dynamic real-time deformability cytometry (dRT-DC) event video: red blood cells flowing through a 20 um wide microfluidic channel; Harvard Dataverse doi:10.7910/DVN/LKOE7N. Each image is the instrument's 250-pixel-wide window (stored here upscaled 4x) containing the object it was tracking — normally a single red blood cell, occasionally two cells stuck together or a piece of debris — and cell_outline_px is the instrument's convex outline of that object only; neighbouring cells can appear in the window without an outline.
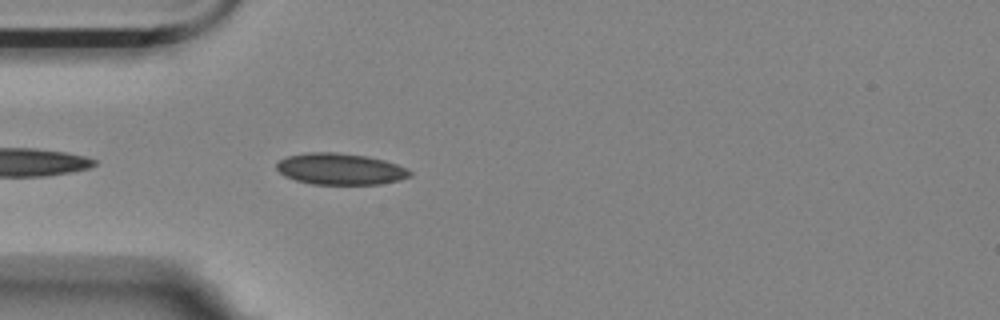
{"species": "Egyptian fruit bat (a non-hibernating species)", "species_latin": "Rousettus aegyptiacus", "temperature_condition": "room temperature", "stored_images_in_passage": 13, "camera_frame_rate_fps": 3000, "um_per_image_px": 0.085, "animal": {"sex": "female"}, "frame": {"image": 1, "passage_image": 3, "time_ms": 0.667, "image_size_px": [1000, 320], "cell_outline_px": [[412, 176], [400, 180], [380, 184], [312, 184], [296, 180], [284, 176], [276, 168], [276, 164], [280, 160], [288, 156], [308, 152], [336, 152], [368, 156], [384, 160], [396, 164], [412, 172]], "centroid_in_image_um": [28.92, 14.36], "position_along_channel_um": 56.1, "area_um2": 24.39}}
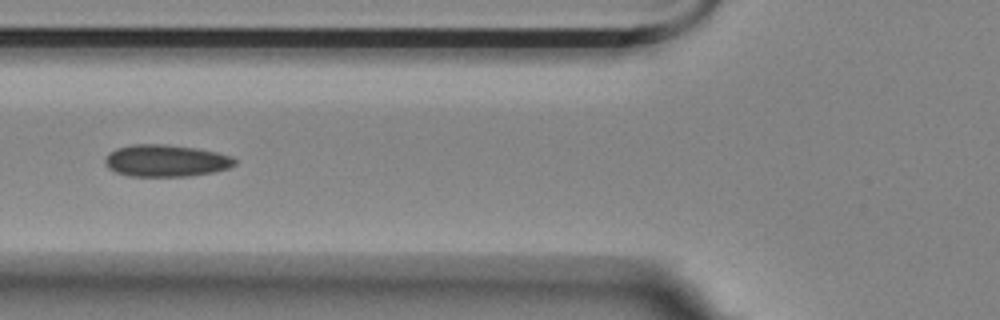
{"frame": {"image": 2, "passage_image": 8, "time_ms": 2.333, "image_size_px": [1000, 320], "cell_outline_px": [[236, 164], [228, 168], [212, 172], [188, 176], [128, 176], [116, 172], [108, 168], [104, 164], [104, 160], [108, 152], [116, 148], [132, 144], [164, 144], [196, 148], [216, 152], [232, 156], [236, 160]], "centroid_in_image_um": [14.06, 13.65], "position_along_channel_um": 111.7, "area_um2": 24.28}}
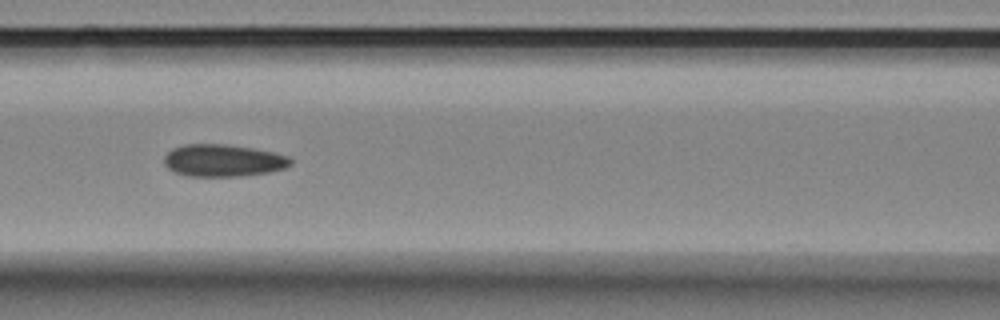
{"frame": {"image": 3, "passage_image": 11, "time_ms": 3.333, "image_size_px": [1000, 320], "cell_outline_px": [[292, 164], [284, 168], [268, 172], [240, 176], [188, 176], [176, 172], [168, 168], [164, 164], [164, 156], [172, 148], [184, 144], [224, 144], [252, 148], [272, 152], [288, 156], [292, 160]], "centroid_in_image_um": [18.95, 13.64], "position_along_channel_um": 147.7, "area_um2": 23.64}}